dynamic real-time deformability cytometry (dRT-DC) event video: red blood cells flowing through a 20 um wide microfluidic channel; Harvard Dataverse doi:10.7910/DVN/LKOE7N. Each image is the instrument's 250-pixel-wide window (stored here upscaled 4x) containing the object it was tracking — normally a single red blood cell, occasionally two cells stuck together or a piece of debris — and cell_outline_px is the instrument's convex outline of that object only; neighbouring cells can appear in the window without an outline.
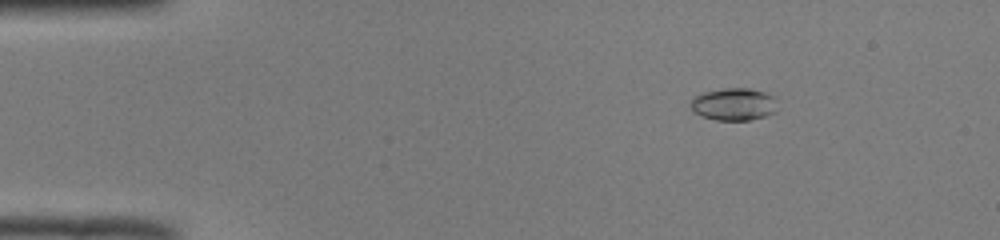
{"species": "common noctule bat (a hibernating species)", "species_latin": "Nyctalus noctula", "temperature_condition": "room temperature", "stored_images_in_passage": 45, "camera_frame_rate_fps": 3000, "um_per_image_px": 0.085, "animal": {"sex": "male", "body_mass_g": 19.0, "forearm_length_mm": 50.8}, "frame": {"image": 1, "passage_image": 1, "time_ms": 0.0, "image_size_px": [1000, 240], "cell_outline_px": [[776, 112], [764, 116], [748, 120], [716, 120], [700, 116], [692, 112], [688, 104], [696, 96], [704, 92], [724, 88], [748, 88], [764, 92], [772, 96]], "centroid_in_image_um": [62.29, 8.87], "position_along_channel_um": 22.7, "area_um2": 16.3}}
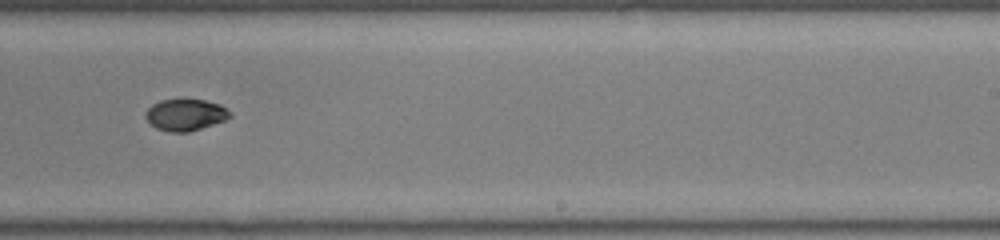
{"frame": {"image": 2, "passage_image": 26, "time_ms": 8.333, "image_size_px": [1000, 240], "cell_outline_px": [[232, 116], [224, 120], [188, 132], [172, 132], [156, 128], [144, 116], [144, 112], [152, 104], [160, 100], [180, 96], [204, 100], [220, 104], [232, 112]], "centroid_in_image_um": [15.74, 9.7], "position_along_channel_um": 273.3, "area_um2": 16.01}}
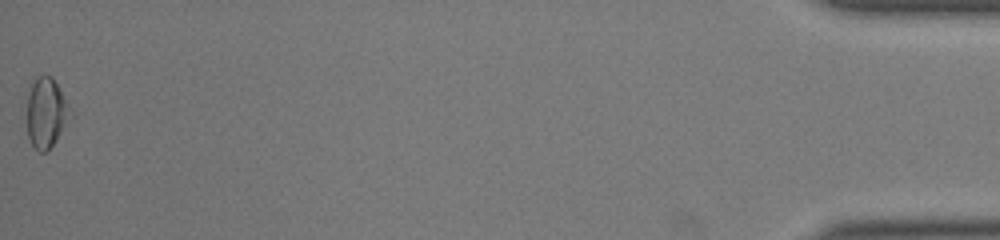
{"frame": {"image": 3, "passage_image": 45, "time_ms": 14.667, "image_size_px": [1000, 240], "cell_outline_px": [[72, 116], [52, 144], [44, 152], [40, 152], [32, 144], [28, 136], [28, 92], [36, 76], [52, 76], [72, 112]], "centroid_in_image_um": [3.93, 9.56], "position_along_channel_um": 431.3, "area_um2": 17.11}, "authors_computed_cell_mechanics": {"area_um2": 16.0106, "velocity_mm_per_s": 4.0026, "shape_relaxation_time_tau1_ms": 3.4687, "shape_relaxation_time_tau2_ms": null, "deformation_change_tau1": 0.1377, "deformation_change_tau2": null}}